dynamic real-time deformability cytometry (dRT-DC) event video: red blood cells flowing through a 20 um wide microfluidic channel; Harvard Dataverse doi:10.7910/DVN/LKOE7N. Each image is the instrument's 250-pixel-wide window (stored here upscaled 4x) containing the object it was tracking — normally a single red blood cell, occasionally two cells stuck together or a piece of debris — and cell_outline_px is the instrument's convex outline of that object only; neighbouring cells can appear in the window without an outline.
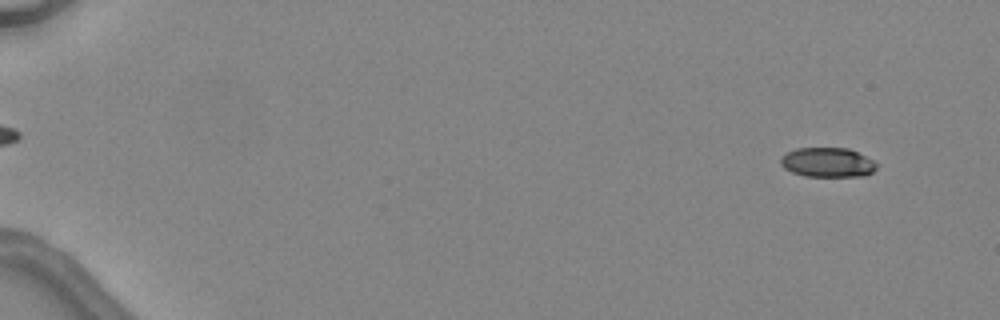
{"species": "common noctule bat (a hibernating species)", "species_latin": "Nyctalus noctula", "temperature_condition": "warm", "stored_images_in_passage": 6, "camera_frame_rate_fps": 3000, "um_per_image_px": 0.085, "animal": {"sex": "female", "body_mass_g": 24.6, "forearm_length_mm": 56.2}, "frame": {"image": 1, "passage_image": 1, "time_ms": 0.0, "image_size_px": [1000, 320], "cell_outline_px": [[876, 168], [872, 172], [864, 176], [804, 176], [792, 172], [784, 168], [780, 164], [780, 160], [788, 152], [796, 148], [848, 148], [872, 160], [876, 164]], "centroid_in_image_um": [70.32, 13.81], "position_along_channel_um": 14.7, "area_um2": 16.3}}
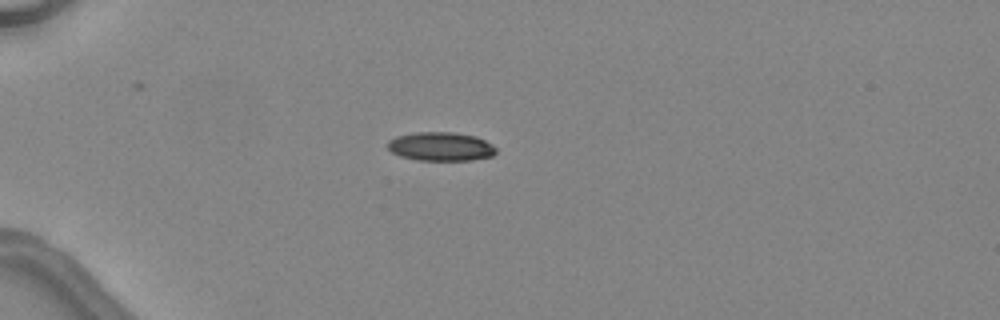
{"frame": {"image": 2, "passage_image": 4, "time_ms": 3.667, "image_size_px": [1000, 320], "cell_outline_px": [[496, 152], [492, 156], [472, 160], [416, 160], [400, 156], [392, 152], [388, 148], [388, 140], [396, 136], [416, 132], [452, 132], [476, 136], [492, 144], [496, 148]], "centroid_in_image_um": [37.46, 12.45], "position_along_channel_um": 47.5, "area_um2": 18.21}}